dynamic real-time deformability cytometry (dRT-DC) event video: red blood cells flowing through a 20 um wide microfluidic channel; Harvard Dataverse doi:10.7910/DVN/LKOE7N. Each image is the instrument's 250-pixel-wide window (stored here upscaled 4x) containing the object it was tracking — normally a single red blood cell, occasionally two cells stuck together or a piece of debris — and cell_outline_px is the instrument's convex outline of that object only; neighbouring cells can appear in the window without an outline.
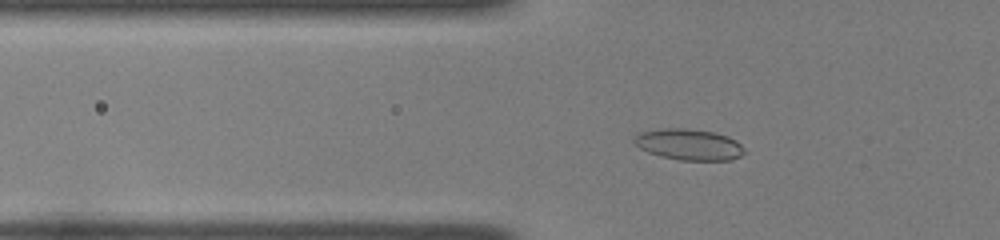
{"species": "common noctule bat (a hibernating species)", "species_latin": "Nyctalus noctula", "temperature_condition": "room temperature", "stored_images_in_passage": 47, "camera_frame_rate_fps": 3000, "um_per_image_px": 0.085, "animal": {"sex": "female", "body_mass_g": 22.0, "forearm_length_mm": 56.7}, "frame": {"image": 1, "passage_image": 14, "time_ms": 4.333, "image_size_px": [1000, 240], "cell_outline_px": [[748, 152], [732, 160], [680, 160], [660, 156], [648, 152], [632, 144], [632, 140], [636, 132], [660, 128], [688, 128], [716, 132], [728, 136], [736, 140]], "centroid_in_image_um": [58.53, 12.27], "position_along_channel_um": 67.3, "area_um2": 20.52}}
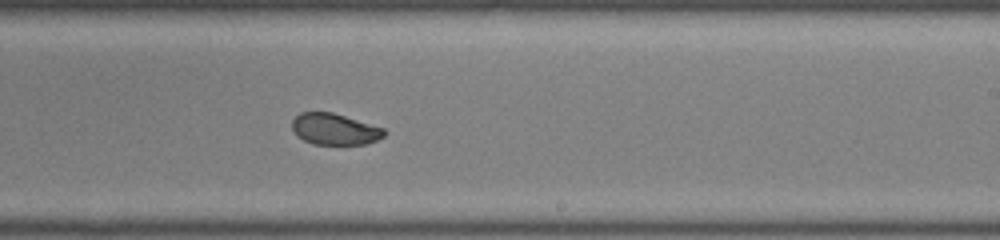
{"frame": {"image": 2, "passage_image": 29, "time_ms": 9.333, "image_size_px": [1000, 240], "cell_outline_px": [[388, 132], [384, 136], [376, 140], [364, 144], [312, 144], [296, 136], [292, 128], [292, 120], [300, 112], [332, 112], [384, 128]], "centroid_in_image_um": [28.43, 10.98], "position_along_channel_um": 260.6, "area_um2": 16.82}}
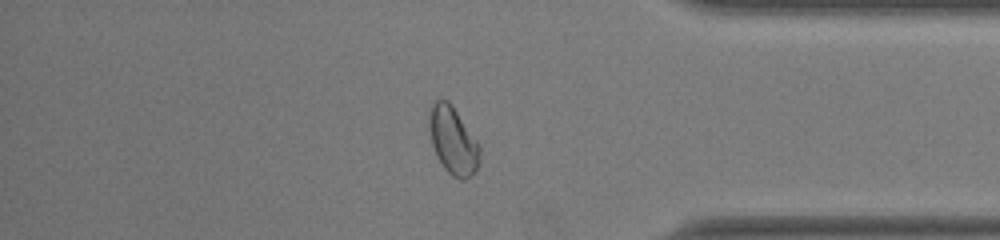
{"frame": {"image": 3, "passage_image": 40, "time_ms": 13.0, "image_size_px": [1000, 240], "cell_outline_px": [[480, 160], [476, 172], [464, 180], [460, 180], [452, 176], [444, 168], [436, 156], [432, 144], [428, 124], [428, 112], [432, 100], [448, 100], [452, 104], [480, 144]], "centroid_in_image_um": [38.5, 11.93], "position_along_channel_um": 396.7, "area_um2": 20.4}, "authors_computed_cell_mechanics": {"area_um2": 19.363, "velocity_mm_per_s": 4.0068, "shape_relaxation_time_tau1_ms": null, "shape_relaxation_time_tau2_ms": 1.2137, "deformation_change_tau1": null, "deformation_change_tau2": 0.0541}}